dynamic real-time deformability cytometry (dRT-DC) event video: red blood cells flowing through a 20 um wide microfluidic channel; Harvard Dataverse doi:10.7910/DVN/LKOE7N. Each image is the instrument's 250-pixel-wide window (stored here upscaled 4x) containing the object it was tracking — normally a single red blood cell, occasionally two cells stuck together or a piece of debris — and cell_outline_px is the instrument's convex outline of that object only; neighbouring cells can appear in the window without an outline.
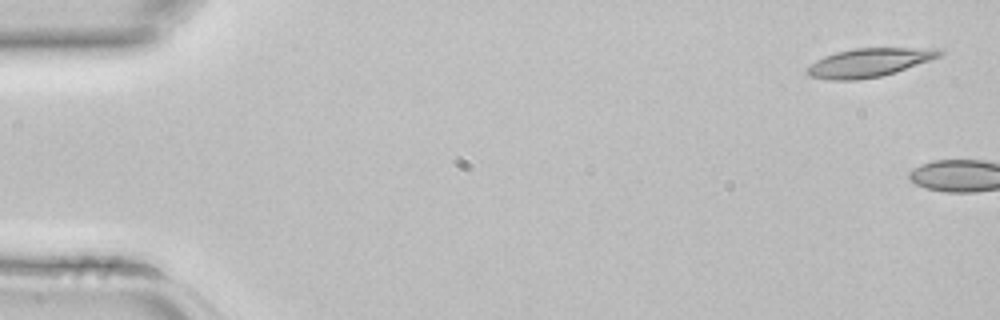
{"species": "common noctule bat (a hibernating species)", "species_latin": "Nyctalus noctula", "temperature_condition": "room temperature", "stored_images_in_passage": 3, "camera_frame_rate_fps": 3000, "um_per_image_px": 0.085, "animal": {"sex": "female", "body_mass_g": 22.7, "forearm_length_mm": 54.2}, "frame": {"image": 1, "passage_image": 1, "time_ms": 0.0, "image_size_px": [1000, 320], "cell_outline_px": [[944, 52], [940, 56], [896, 72], [880, 76], [856, 80], [828, 80], [808, 76], [804, 72], [804, 68], [816, 60], [824, 56], [836, 52], [856, 48], [944, 48]], "centroid_in_image_um": [73.83, 5.32], "position_along_channel_um": 11.2, "area_um2": 22.25}}